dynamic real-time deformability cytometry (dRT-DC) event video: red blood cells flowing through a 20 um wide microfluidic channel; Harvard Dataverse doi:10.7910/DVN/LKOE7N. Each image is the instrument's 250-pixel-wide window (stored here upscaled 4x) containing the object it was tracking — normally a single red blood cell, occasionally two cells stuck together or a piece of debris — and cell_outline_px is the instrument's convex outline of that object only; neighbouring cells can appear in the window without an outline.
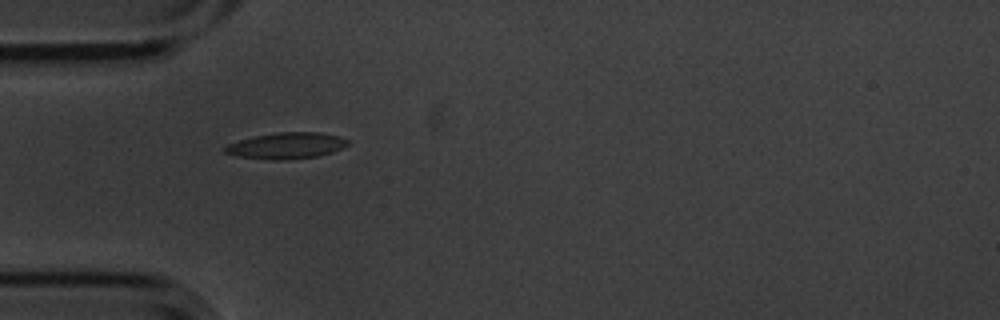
{"species": "common noctule bat (a hibernating species)", "species_latin": "Nyctalus noctula", "temperature_condition": "cold", "stored_images_in_passage": 1, "camera_frame_rate_fps": 3000, "um_per_image_px": 0.085, "animal": {"sex": "male", "body_mass_g": 20.1, "forearm_length_mm": 53.5}, "frame": {"image": 1, "passage_image": 1, "time_ms": 0.0, "image_size_px": [1000, 320], "cell_outline_px": [[348, 144], [332, 152], [316, 156], [288, 160], [272, 160], [236, 156], [224, 152], [224, 148], [228, 144], [240, 140], [256, 136], [276, 132], [320, 132], [340, 136], [348, 140]], "centroid_in_image_um": [24.34, 12.38], "position_along_channel_um": 60.7, "area_um2": 18.67}}